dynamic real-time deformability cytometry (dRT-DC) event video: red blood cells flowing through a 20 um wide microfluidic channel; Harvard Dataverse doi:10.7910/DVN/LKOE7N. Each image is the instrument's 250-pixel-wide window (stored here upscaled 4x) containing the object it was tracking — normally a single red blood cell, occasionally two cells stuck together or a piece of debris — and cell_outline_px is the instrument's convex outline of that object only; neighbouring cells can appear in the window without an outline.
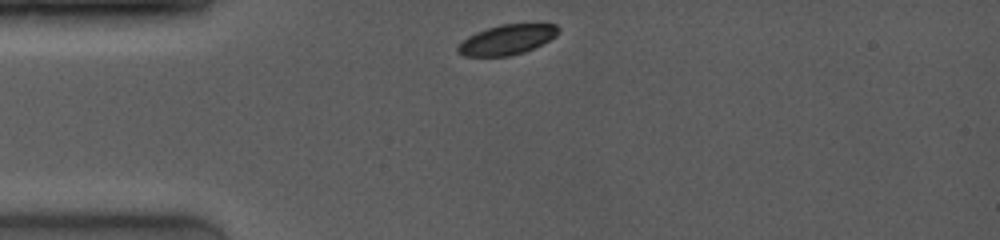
{"species": "common noctule bat (a hibernating species)", "species_latin": "Nyctalus noctula", "temperature_condition": "room temperature", "stored_images_in_passage": 5, "camera_frame_rate_fps": 4000, "um_per_image_px": 0.085, "animal": {"sex": "female", "body_mass_g": 19.0, "forearm_length_mm": 53.3}, "frame": {"image": 1, "passage_image": 1, "time_ms": 0.0, "image_size_px": [1000, 240], "cell_outline_px": [[560, 32], [556, 36], [524, 52], [508, 56], [464, 56], [456, 52], [456, 48], [468, 36], [476, 32], [500, 24], [556, 24], [560, 28]], "centroid_in_image_um": [43.08, 3.37], "position_along_channel_um": 41.9, "area_um2": 17.4}}